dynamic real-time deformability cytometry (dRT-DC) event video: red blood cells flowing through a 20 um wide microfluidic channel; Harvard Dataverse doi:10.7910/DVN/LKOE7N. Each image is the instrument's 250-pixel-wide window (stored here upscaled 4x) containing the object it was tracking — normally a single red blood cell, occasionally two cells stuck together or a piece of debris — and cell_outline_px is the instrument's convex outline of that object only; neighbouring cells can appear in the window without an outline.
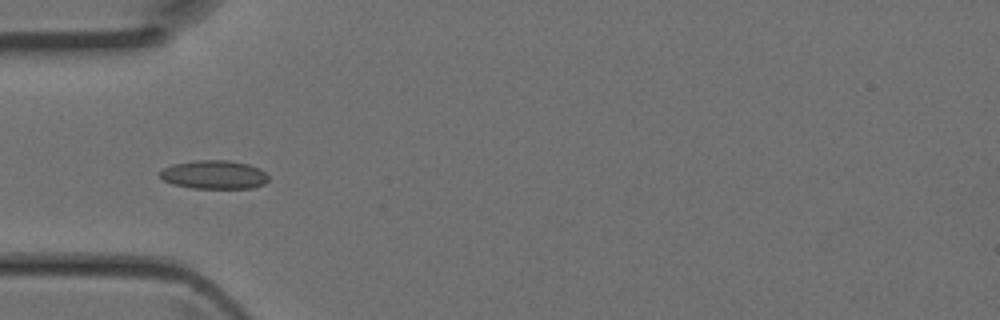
{"species": "Egyptian fruit bat (a non-hibernating species)", "species_latin": "Rousettus aegyptiacus", "temperature_condition": "room temperature", "stored_images_in_passage": 12, "camera_frame_rate_fps": 3000, "um_per_image_px": 0.085, "animal": {"sex": "female"}, "frame": {"image": 1, "passage_image": 3, "time_ms": 0.667, "image_size_px": [1000, 320], "cell_outline_px": [[268, 180], [264, 184], [252, 188], [192, 188], [172, 184], [164, 180], [156, 172], [172, 164], [196, 160], [228, 160], [248, 164], [260, 168], [268, 176]], "centroid_in_image_um": [18.18, 14.84], "position_along_channel_um": 66.8, "area_um2": 18.21}}